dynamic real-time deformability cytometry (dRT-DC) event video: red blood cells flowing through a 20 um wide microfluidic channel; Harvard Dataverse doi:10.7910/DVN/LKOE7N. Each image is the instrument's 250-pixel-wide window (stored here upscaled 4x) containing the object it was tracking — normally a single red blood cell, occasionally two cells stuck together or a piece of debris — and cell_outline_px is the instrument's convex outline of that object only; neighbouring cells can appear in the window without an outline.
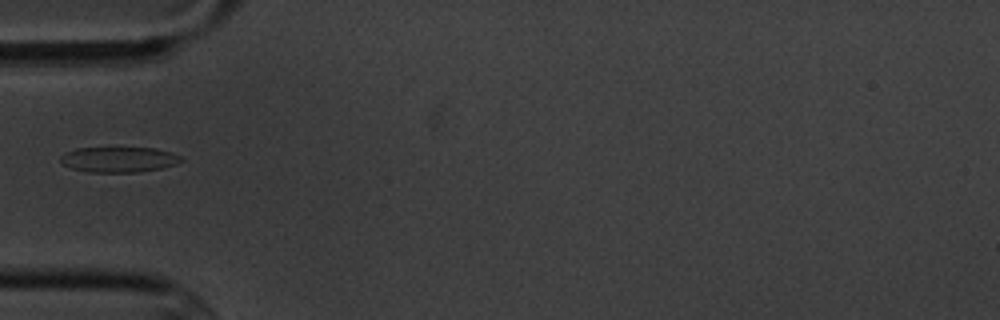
{"species": "common noctule bat (a hibernating species)", "species_latin": "Nyctalus noctula", "temperature_condition": "cold", "stored_images_in_passage": 1, "camera_frame_rate_fps": 3000, "um_per_image_px": 0.085, "animal": {"sex": "male", "body_mass_g": 20.1, "forearm_length_mm": 53.5}, "frame": {"image": 1, "passage_image": 1, "time_ms": 0.0, "image_size_px": [1000, 320], "cell_outline_px": [[184, 160], [176, 164], [160, 168], [136, 172], [88, 172], [72, 168], [64, 164], [60, 160], [60, 156], [64, 152], [76, 148], [156, 148], [172, 152], [180, 156]], "centroid_in_image_um": [10.1, 13.55], "position_along_channel_um": 74.9, "area_um2": 17.8}}